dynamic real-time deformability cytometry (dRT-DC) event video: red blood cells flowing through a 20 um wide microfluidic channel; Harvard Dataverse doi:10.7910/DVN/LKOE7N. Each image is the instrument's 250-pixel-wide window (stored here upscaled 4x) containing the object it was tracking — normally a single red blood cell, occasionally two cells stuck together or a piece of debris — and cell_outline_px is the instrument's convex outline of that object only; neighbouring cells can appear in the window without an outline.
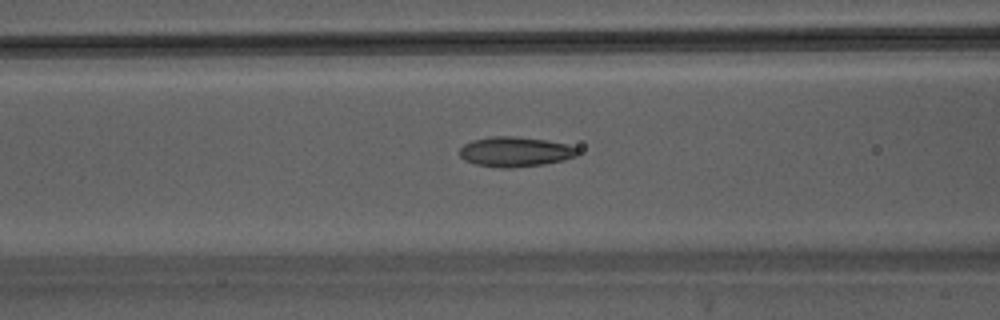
{"species": "Egyptian fruit bat (a non-hibernating species)", "species_latin": "Rousettus aegyptiacus", "temperature_condition": "warm", "stored_images_in_passage": 37, "camera_frame_rate_fps": 3000, "um_per_image_px": 0.085, "animal": {"sex": "male"}, "frame": {"image": 1, "passage_image": 12, "time_ms": 3.667, "image_size_px": [1000, 320], "cell_outline_px": [[580, 152], [576, 156], [564, 160], [544, 164], [512, 168], [500, 168], [476, 164], [464, 160], [460, 156], [460, 148], [464, 144], [472, 140], [492, 136], [512, 136], [544, 140], [568, 144], [576, 148]], "centroid_in_image_um": [43.79, 12.9], "position_along_channel_um": 122.8, "area_um2": 20.58}}
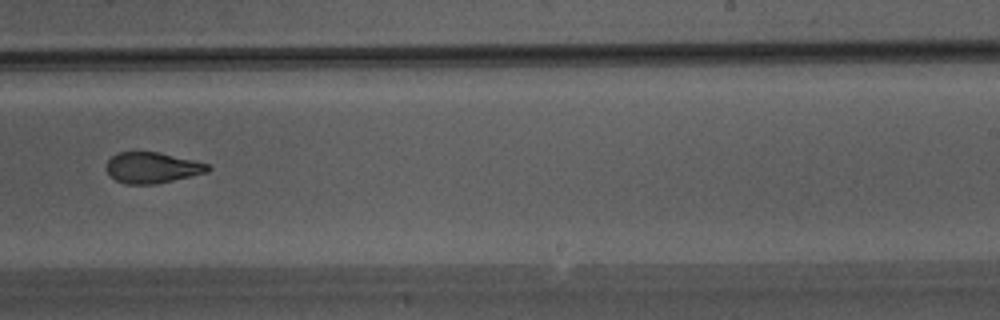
{"frame": {"image": 2, "passage_image": 22, "time_ms": 7.0, "image_size_px": [1000, 320], "cell_outline_px": [[212, 168], [208, 172], [192, 176], [156, 184], [124, 184], [116, 180], [108, 172], [108, 160], [112, 156], [120, 152], [160, 152], [208, 164]], "centroid_in_image_um": [12.97, 14.26], "position_along_channel_um": 276.0, "area_um2": 18.09}}
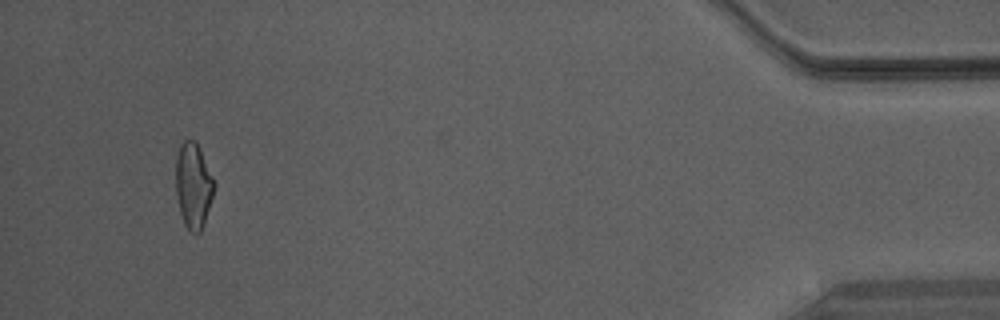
{"frame": {"image": 3, "passage_image": 36, "time_ms": 11.667, "image_size_px": [1000, 320], "cell_outline_px": [[216, 184], [204, 224], [200, 232], [192, 232], [184, 224], [180, 212], [176, 196], [176, 156], [180, 144], [184, 140], [196, 140]], "centroid_in_image_um": [16.43, 15.75], "position_along_channel_um": 418.8, "area_um2": 19.07}}